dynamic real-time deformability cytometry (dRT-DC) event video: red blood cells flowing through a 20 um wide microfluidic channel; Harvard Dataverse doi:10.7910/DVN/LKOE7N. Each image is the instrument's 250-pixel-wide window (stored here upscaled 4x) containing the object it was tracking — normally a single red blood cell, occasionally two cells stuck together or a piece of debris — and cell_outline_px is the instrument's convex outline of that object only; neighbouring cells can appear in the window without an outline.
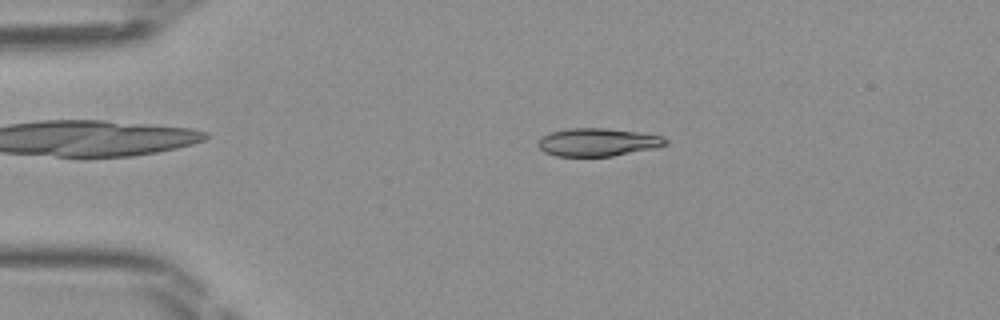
{"species": "Egyptian fruit bat (a non-hibernating species)", "species_latin": "Rousettus aegyptiacus", "temperature_condition": "room temperature", "stored_images_in_passage": 46, "camera_frame_rate_fps": 3000, "um_per_image_px": 0.085, "frame": {"image": 1, "passage_image": 9, "time_ms": 2.667, "image_size_px": [1000, 320], "cell_outline_px": [[668, 144], [656, 148], [612, 156], [556, 156], [544, 152], [536, 144], [536, 140], [540, 136], [548, 132], [568, 128], [608, 128], [640, 132], [664, 136], [668, 140]], "centroid_in_image_um": [50.78, 12.07], "position_along_channel_um": 34.2, "area_um2": 21.21}}
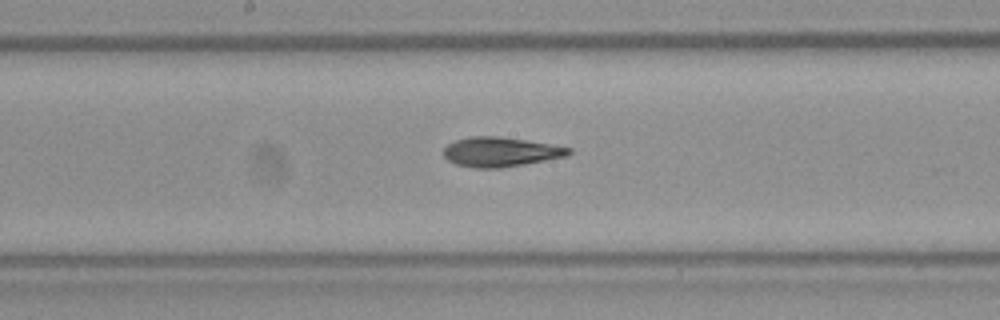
{"frame": {"image": 2, "passage_image": 24, "time_ms": 7.667, "image_size_px": [1000, 320], "cell_outline_px": [[572, 152], [568, 156], [524, 164], [500, 168], [476, 168], [456, 164], [448, 160], [444, 156], [444, 148], [448, 144], [456, 140], [468, 136], [496, 136], [524, 140], [572, 148]], "centroid_in_image_um": [42.54, 12.91], "position_along_channel_um": 205.7, "area_um2": 21.39}}
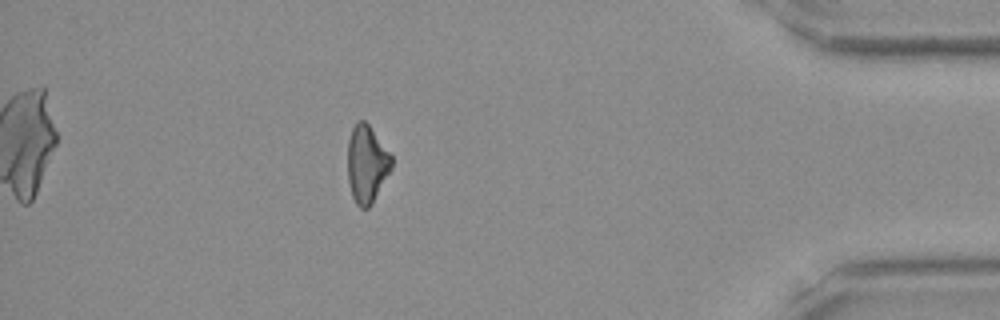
{"frame": {"image": 3, "passage_image": 41, "time_ms": 13.333, "image_size_px": [1000, 320], "cell_outline_px": [[392, 168], [372, 204], [368, 208], [360, 208], [356, 204], [352, 196], [348, 180], [348, 140], [352, 128], [356, 120], [364, 120], [368, 124], [392, 156]], "centroid_in_image_um": [31.17, 13.95], "position_along_channel_um": 404.0, "area_um2": 19.83}}